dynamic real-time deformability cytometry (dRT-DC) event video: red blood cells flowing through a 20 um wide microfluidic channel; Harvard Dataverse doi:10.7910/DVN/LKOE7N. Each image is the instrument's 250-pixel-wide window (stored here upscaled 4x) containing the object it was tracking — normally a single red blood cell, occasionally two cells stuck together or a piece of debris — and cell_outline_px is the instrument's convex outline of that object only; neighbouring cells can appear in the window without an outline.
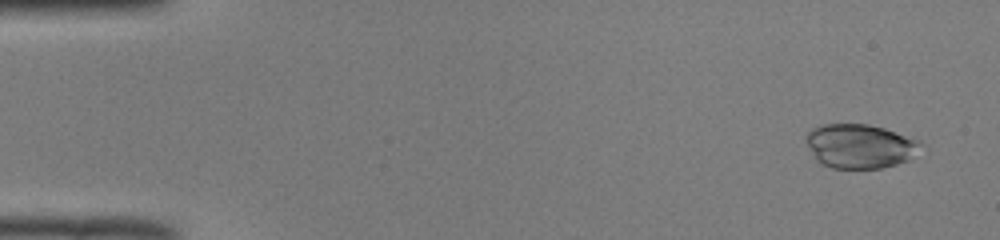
{"species": "common noctule bat (a hibernating species)", "species_latin": "Nyctalus noctula", "temperature_condition": "room temperature", "stored_images_in_passage": 52, "camera_frame_rate_fps": 3000, "um_per_image_px": 0.085, "animal": {"sex": "male", "body_mass_g": 19.0, "forearm_length_mm": 50.8}, "frame": {"image": 1, "passage_image": 3, "time_ms": 0.667, "image_size_px": [1000, 240], "cell_outline_px": [[924, 144], [908, 160], [896, 164], [880, 168], [832, 168], [820, 164], [808, 144], [808, 132], [812, 128], [824, 124], [868, 124], [884, 128], [916, 140]], "centroid_in_image_um": [73.1, 12.42], "position_along_channel_um": 11.9, "area_um2": 28.96}}
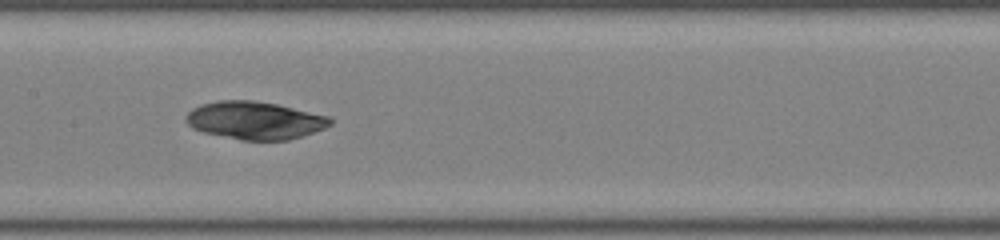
{"frame": {"image": 2, "passage_image": 26, "time_ms": 8.333, "image_size_px": [1000, 240], "cell_outline_px": [[332, 124], [324, 128], [288, 140], [240, 140], [204, 132], [192, 128], [184, 120], [184, 116], [192, 108], [200, 104], [216, 100], [252, 100], [276, 104], [328, 116], [332, 120]], "centroid_in_image_um": [21.6, 10.22], "position_along_channel_um": 185.8, "area_um2": 31.67}}
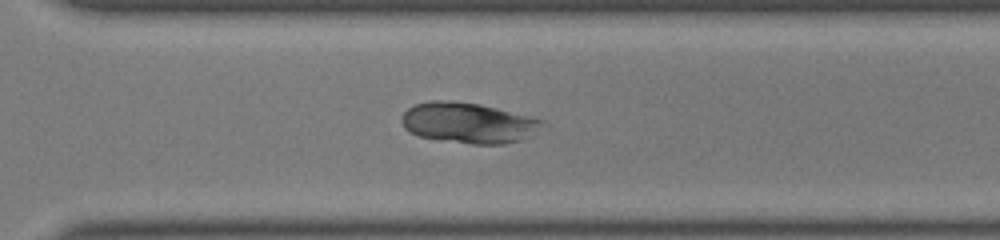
{"frame": {"image": 3, "passage_image": 37, "time_ms": 12.0, "image_size_px": [1000, 240], "cell_outline_px": [[544, 120], [524, 140], [504, 144], [472, 144], [416, 136], [408, 132], [404, 128], [400, 120], [404, 112], [408, 108], [416, 104], [428, 100], [444, 100], [480, 104]], "centroid_in_image_um": [39.71, 10.44], "position_along_channel_um": 330.9, "area_um2": 32.95}}